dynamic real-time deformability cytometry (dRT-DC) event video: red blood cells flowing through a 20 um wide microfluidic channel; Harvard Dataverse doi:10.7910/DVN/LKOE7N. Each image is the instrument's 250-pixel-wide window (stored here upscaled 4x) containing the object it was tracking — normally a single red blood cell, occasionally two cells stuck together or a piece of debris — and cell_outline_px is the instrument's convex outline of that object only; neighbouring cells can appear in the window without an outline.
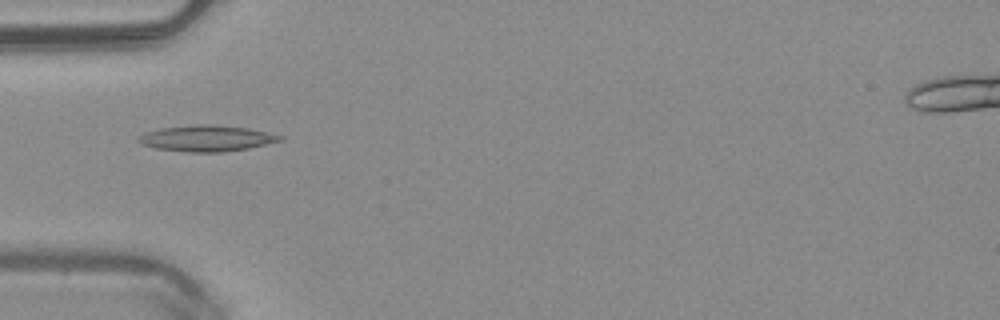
{"species": "common noctule bat (a hibernating species)", "species_latin": "Nyctalus noctula", "temperature_condition": "warm", "stored_images_in_passage": 35, "camera_frame_rate_fps": 3000, "um_per_image_px": 0.085, "animal": {"sex": "male", "body_mass_g": 20.4}, "frame": {"image": 1, "passage_image": 1, "time_ms": 0.0, "image_size_px": [1000, 320], "cell_outline_px": [[284, 140], [248, 148], [224, 152], [192, 152], [156, 148], [140, 144], [136, 140], [136, 136], [144, 132], [160, 128], [192, 124], [212, 124], [248, 128], [284, 136]], "centroid_in_image_um": [17.52, 11.75], "position_along_channel_um": 67.5, "area_um2": 21.68}}
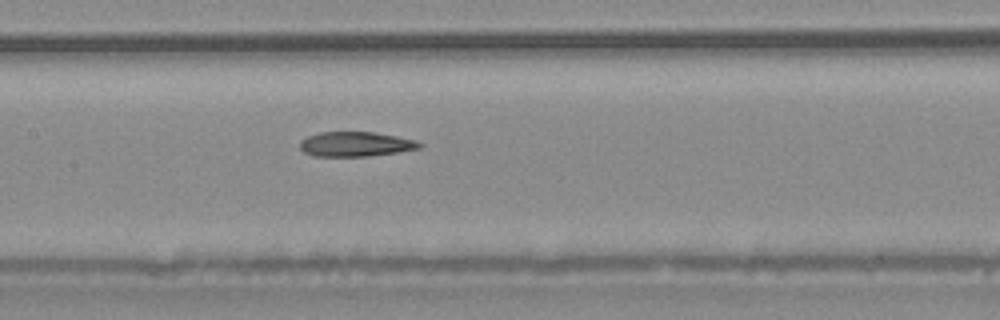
{"frame": {"image": 2, "passage_image": 9, "time_ms": 2.667, "image_size_px": [1000, 320], "cell_outline_px": [[424, 144], [420, 148], [400, 152], [368, 156], [312, 156], [304, 152], [300, 148], [300, 140], [308, 136], [320, 132], [372, 132], [396, 136], [416, 140]], "centroid_in_image_um": [30.24, 12.25], "position_along_channel_um": 177.2, "area_um2": 17.28}}
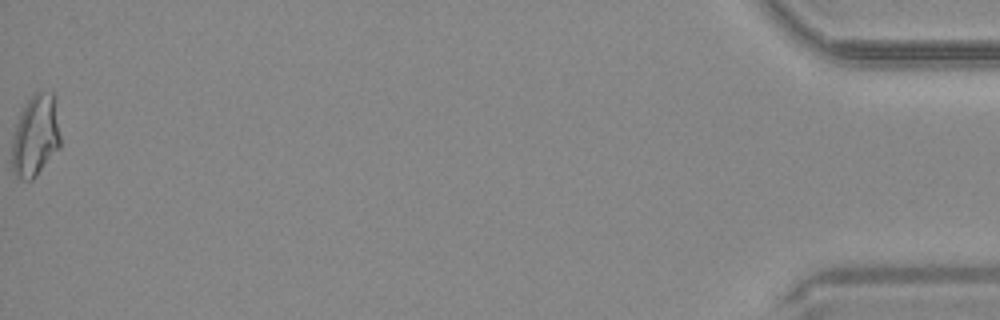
{"frame": {"image": 3, "passage_image": 35, "time_ms": 11.333, "image_size_px": [1000, 320], "cell_outline_px": [[60, 148], [36, 176], [32, 180], [24, 180], [16, 176], [12, 172], [12, 140], [16, 124], [20, 112], [28, 100], [36, 92], [52, 92], [56, 100], [60, 136]], "centroid_in_image_um": [3.02, 11.55], "position_along_channel_um": 432.2, "area_um2": 23.24}, "authors_computed_cell_mechanics": {"area_um2": 18.2648, "velocity_mm_per_s": 4.1002, "shape_relaxation_time_tau1_ms": null, "shape_relaxation_time_tau2_ms": 3.4744, "deformation_change_tau1": null, "deformation_change_tau2": 0.1255}}